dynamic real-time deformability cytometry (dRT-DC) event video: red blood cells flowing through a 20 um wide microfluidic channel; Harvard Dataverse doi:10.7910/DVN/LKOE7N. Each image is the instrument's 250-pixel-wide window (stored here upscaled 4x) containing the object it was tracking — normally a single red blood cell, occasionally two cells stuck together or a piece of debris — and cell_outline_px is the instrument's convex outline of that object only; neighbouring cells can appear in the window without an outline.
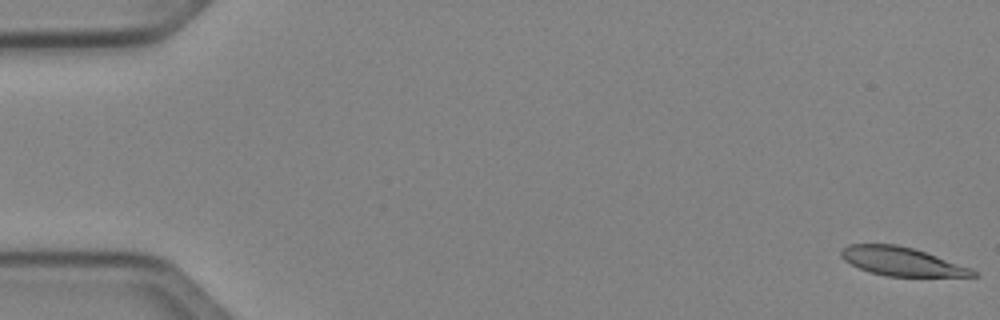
{"species": "Egyptian fruit bat (a non-hibernating species)", "species_latin": "Rousettus aegyptiacus", "temperature_condition": "cold", "stored_images_in_passage": 51, "camera_frame_rate_fps": 3000, "um_per_image_px": 0.085, "animal": {"sex": "female"}, "frame": {"image": 1, "passage_image": 1, "time_ms": 0.0, "image_size_px": [1000, 320], "cell_outline_px": [[976, 276], [888, 276], [872, 272], [860, 268], [844, 260], [840, 256], [840, 252], [848, 244], [896, 244], [912, 248], [972, 268], [976, 272]], "centroid_in_image_um": [76.62, 22.21], "position_along_channel_um": 8.4, "area_um2": 21.5}}
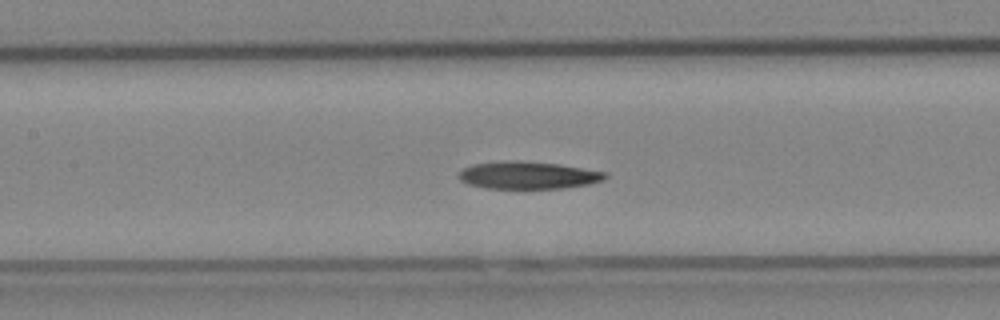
{"frame": {"image": 2, "passage_image": 24, "time_ms": 7.667, "image_size_px": [1000, 320], "cell_outline_px": [[608, 176], [604, 180], [588, 184], [560, 188], [488, 188], [468, 184], [460, 180], [456, 176], [464, 168], [472, 164], [512, 160], [520, 160], [560, 164], [608, 172]], "centroid_in_image_um": [44.9, 14.88], "position_along_channel_um": 162.5, "area_um2": 23.47}}
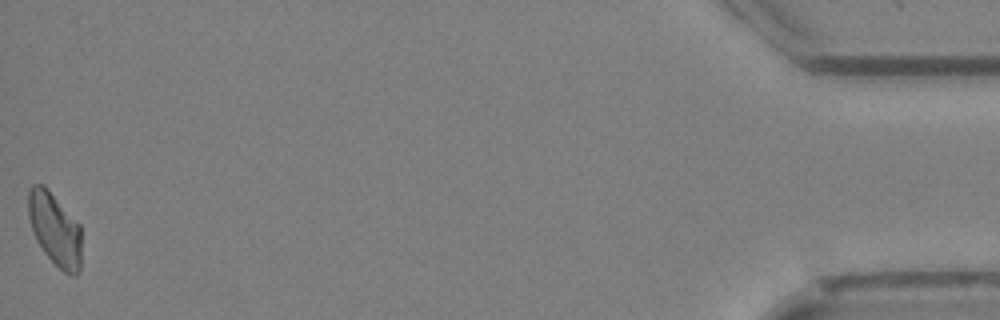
{"frame": {"image": 3, "passage_image": 51, "time_ms": 16.667, "image_size_px": [1000, 320], "cell_outline_px": [[80, 272], [76, 276], [72, 276], [64, 272], [44, 252], [36, 240], [32, 232], [28, 216], [28, 192], [32, 184], [44, 184], [80, 224]], "centroid_in_image_um": [4.65, 19.47], "position_along_channel_um": 430.5, "area_um2": 22.66}}